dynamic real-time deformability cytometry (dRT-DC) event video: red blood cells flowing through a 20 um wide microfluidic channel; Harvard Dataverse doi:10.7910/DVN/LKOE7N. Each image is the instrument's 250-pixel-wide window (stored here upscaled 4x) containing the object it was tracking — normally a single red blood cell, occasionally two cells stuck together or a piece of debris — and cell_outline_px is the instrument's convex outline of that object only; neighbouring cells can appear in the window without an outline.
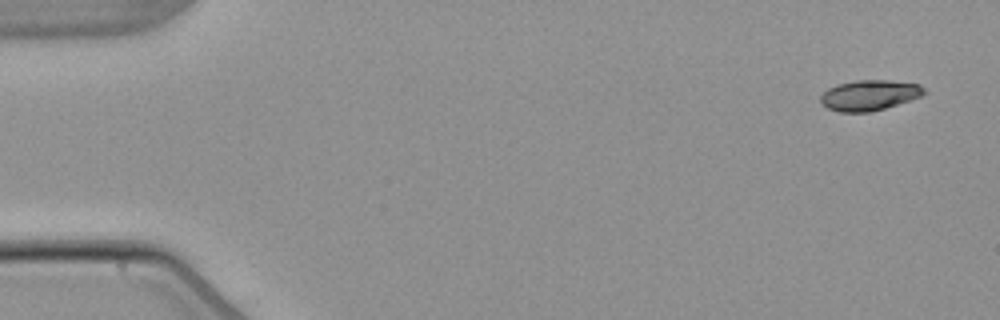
{"species": "common noctule bat (a hibernating species)", "species_latin": "Nyctalus noctula", "temperature_condition": "warm", "stored_images_in_passage": 5, "camera_frame_rate_fps": 3000, "um_per_image_px": 0.085, "animal": {"sex": "male", "body_mass_g": 21.5, "forearm_length_mm": 52.0}, "frame": {"image": 1, "passage_image": 1, "time_ms": 0.0, "image_size_px": [1000, 320], "cell_outline_px": [[928, 92], [924, 96], [872, 112], [840, 112], [828, 108], [820, 104], [820, 96], [828, 88], [836, 84], [856, 80], [888, 80], [920, 84]], "centroid_in_image_um": [73.92, 8.09], "position_along_channel_um": 11.1, "area_um2": 18.67}}
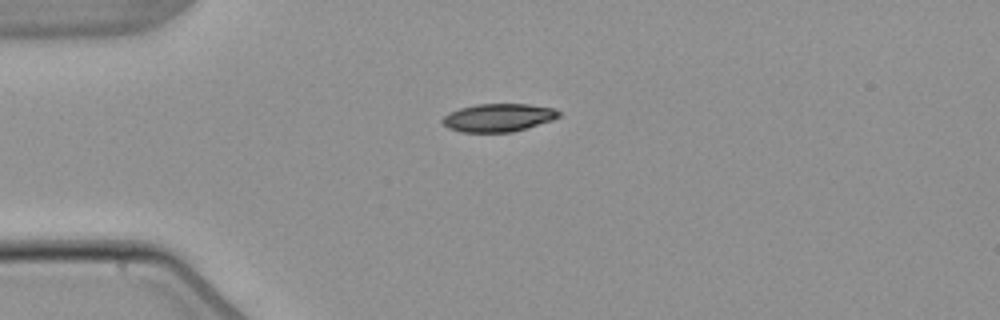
{"frame": {"image": 2, "passage_image": 4, "time_ms": 3.667, "image_size_px": [1000, 320], "cell_outline_px": [[560, 116], [552, 120], [512, 132], [460, 132], [448, 128], [440, 120], [448, 112], [460, 108], [476, 104], [528, 104], [552, 108], [560, 112]], "centroid_in_image_um": [42.31, 10.0], "position_along_channel_um": 42.7, "area_um2": 18.96}}